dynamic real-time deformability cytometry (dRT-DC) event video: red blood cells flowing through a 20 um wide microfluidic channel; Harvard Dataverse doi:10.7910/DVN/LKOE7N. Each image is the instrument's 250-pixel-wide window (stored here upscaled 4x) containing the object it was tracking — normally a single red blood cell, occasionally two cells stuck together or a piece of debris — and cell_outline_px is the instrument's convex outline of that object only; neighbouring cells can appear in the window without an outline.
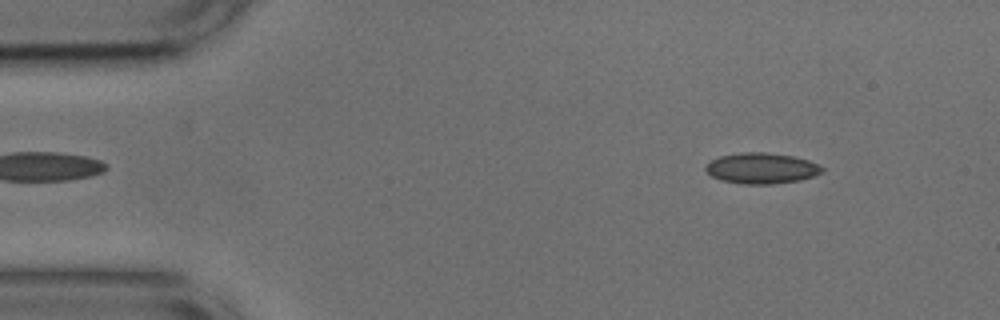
{"species": "common noctule bat (a hibernating species)", "species_latin": "Nyctalus noctula", "temperature_condition": "cold", "stored_images_in_passage": 51, "camera_frame_rate_fps": 3000, "um_per_image_px": 0.085, "animal": {"sex": "male", "body_mass_g": 17.9, "forearm_length_mm": 54.2}, "frame": {"image": 1, "passage_image": 5, "time_ms": 1.333, "image_size_px": [1000, 320], "cell_outline_px": [[824, 172], [800, 180], [772, 184], [744, 184], [720, 180], [712, 176], [704, 168], [712, 160], [720, 156], [740, 152], [768, 152], [792, 156], [808, 160], [820, 164], [824, 168]], "centroid_in_image_um": [64.76, 14.3], "position_along_channel_um": 20.2, "area_um2": 20.92}}
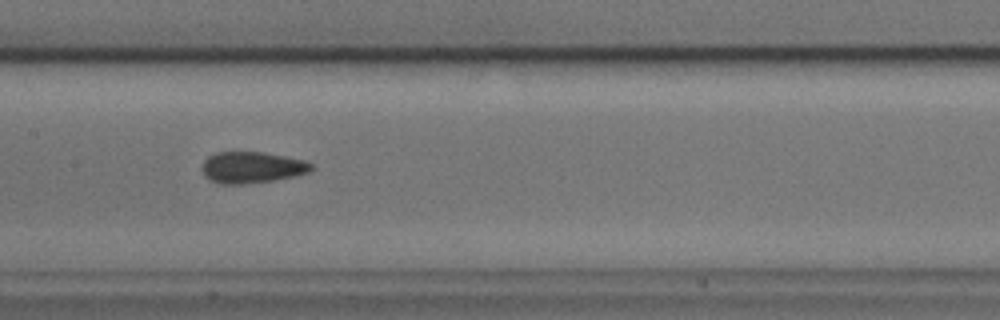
{"frame": {"image": 2, "passage_image": 24, "time_ms": 7.667, "image_size_px": [1000, 320], "cell_outline_px": [[316, 168], [308, 172], [276, 180], [244, 184], [220, 184], [208, 180], [204, 176], [200, 168], [204, 160], [208, 156], [216, 152], [264, 152], [304, 160], [312, 164]], "centroid_in_image_um": [21.37, 14.23], "position_along_channel_um": 186.0, "area_um2": 20.23}}
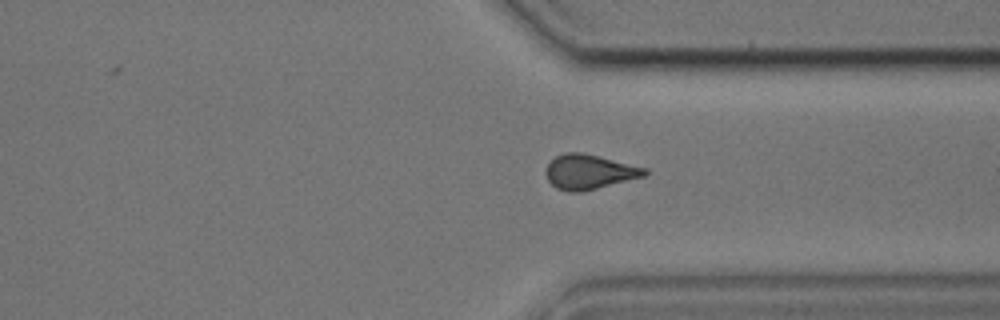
{"frame": {"image": 3, "passage_image": 38, "time_ms": 12.333, "image_size_px": [1000, 320], "cell_outline_px": [[648, 172], [644, 176], [580, 192], [568, 192], [556, 188], [548, 180], [544, 172], [548, 164], [556, 156], [564, 152], [584, 152], [648, 168]], "centroid_in_image_um": [50.07, 14.59], "position_along_channel_um": 361.3, "area_um2": 20.0}, "authors_computed_cell_mechanics": {"area_um2": 19.7098, "velocity_mm_per_s": 3.7672, "shape_relaxation_time_tau1_ms": null, "shape_relaxation_time_tau2_ms": 1.7317, "deformation_change_tau1": null, "deformation_change_tau2": 0.0769}}